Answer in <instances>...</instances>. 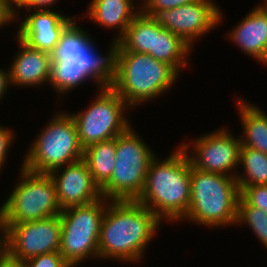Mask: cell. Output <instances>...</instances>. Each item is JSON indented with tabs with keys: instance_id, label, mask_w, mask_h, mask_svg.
<instances>
[{
	"instance_id": "24",
	"label": "cell",
	"mask_w": 267,
	"mask_h": 267,
	"mask_svg": "<svg viewBox=\"0 0 267 267\" xmlns=\"http://www.w3.org/2000/svg\"><path fill=\"white\" fill-rule=\"evenodd\" d=\"M237 225L249 226L248 228L267 250V213L260 208L250 206L241 196L238 200Z\"/></svg>"
},
{
	"instance_id": "31",
	"label": "cell",
	"mask_w": 267,
	"mask_h": 267,
	"mask_svg": "<svg viewBox=\"0 0 267 267\" xmlns=\"http://www.w3.org/2000/svg\"><path fill=\"white\" fill-rule=\"evenodd\" d=\"M16 21L15 10L10 6L8 0H0V29ZM9 23V24H8Z\"/></svg>"
},
{
	"instance_id": "19",
	"label": "cell",
	"mask_w": 267,
	"mask_h": 267,
	"mask_svg": "<svg viewBox=\"0 0 267 267\" xmlns=\"http://www.w3.org/2000/svg\"><path fill=\"white\" fill-rule=\"evenodd\" d=\"M193 50L194 48L181 37L163 28L155 17L154 51H149L147 54L158 61L171 65L180 74L183 69L189 67L190 58L188 57Z\"/></svg>"
},
{
	"instance_id": "25",
	"label": "cell",
	"mask_w": 267,
	"mask_h": 267,
	"mask_svg": "<svg viewBox=\"0 0 267 267\" xmlns=\"http://www.w3.org/2000/svg\"><path fill=\"white\" fill-rule=\"evenodd\" d=\"M240 196L252 207L267 213V185L238 186Z\"/></svg>"
},
{
	"instance_id": "14",
	"label": "cell",
	"mask_w": 267,
	"mask_h": 267,
	"mask_svg": "<svg viewBox=\"0 0 267 267\" xmlns=\"http://www.w3.org/2000/svg\"><path fill=\"white\" fill-rule=\"evenodd\" d=\"M49 175L54 181L58 203L62 209L86 205L102 197L101 189L93 181L83 159L56 168Z\"/></svg>"
},
{
	"instance_id": "26",
	"label": "cell",
	"mask_w": 267,
	"mask_h": 267,
	"mask_svg": "<svg viewBox=\"0 0 267 267\" xmlns=\"http://www.w3.org/2000/svg\"><path fill=\"white\" fill-rule=\"evenodd\" d=\"M198 0H145L141 2V11L149 16L157 17L163 11L193 3Z\"/></svg>"
},
{
	"instance_id": "11",
	"label": "cell",
	"mask_w": 267,
	"mask_h": 267,
	"mask_svg": "<svg viewBox=\"0 0 267 267\" xmlns=\"http://www.w3.org/2000/svg\"><path fill=\"white\" fill-rule=\"evenodd\" d=\"M186 142H181L180 146L194 168L236 177L239 171L241 141L229 128L221 127Z\"/></svg>"
},
{
	"instance_id": "4",
	"label": "cell",
	"mask_w": 267,
	"mask_h": 267,
	"mask_svg": "<svg viewBox=\"0 0 267 267\" xmlns=\"http://www.w3.org/2000/svg\"><path fill=\"white\" fill-rule=\"evenodd\" d=\"M190 205L181 220L205 228L236 226L240 190L236 177L204 172L191 165Z\"/></svg>"
},
{
	"instance_id": "30",
	"label": "cell",
	"mask_w": 267,
	"mask_h": 267,
	"mask_svg": "<svg viewBox=\"0 0 267 267\" xmlns=\"http://www.w3.org/2000/svg\"><path fill=\"white\" fill-rule=\"evenodd\" d=\"M9 255L8 225L0 212V264Z\"/></svg>"
},
{
	"instance_id": "16",
	"label": "cell",
	"mask_w": 267,
	"mask_h": 267,
	"mask_svg": "<svg viewBox=\"0 0 267 267\" xmlns=\"http://www.w3.org/2000/svg\"><path fill=\"white\" fill-rule=\"evenodd\" d=\"M18 52L10 63L9 77L11 88L48 85L51 69L50 54L30 47L17 35Z\"/></svg>"
},
{
	"instance_id": "3",
	"label": "cell",
	"mask_w": 267,
	"mask_h": 267,
	"mask_svg": "<svg viewBox=\"0 0 267 267\" xmlns=\"http://www.w3.org/2000/svg\"><path fill=\"white\" fill-rule=\"evenodd\" d=\"M159 158L156 154L150 161L143 190L135 201L162 222H180L190 205L191 162L180 145L166 159Z\"/></svg>"
},
{
	"instance_id": "1",
	"label": "cell",
	"mask_w": 267,
	"mask_h": 267,
	"mask_svg": "<svg viewBox=\"0 0 267 267\" xmlns=\"http://www.w3.org/2000/svg\"><path fill=\"white\" fill-rule=\"evenodd\" d=\"M77 22L74 19L64 29L50 53L48 85L59 99L89 80L96 83L98 89L109 88L117 77L119 42L112 39L104 56L98 52L93 36Z\"/></svg>"
},
{
	"instance_id": "7",
	"label": "cell",
	"mask_w": 267,
	"mask_h": 267,
	"mask_svg": "<svg viewBox=\"0 0 267 267\" xmlns=\"http://www.w3.org/2000/svg\"><path fill=\"white\" fill-rule=\"evenodd\" d=\"M131 125L116 137L115 167L110 179L100 188L111 201L136 200L144 187L148 166L156 155Z\"/></svg>"
},
{
	"instance_id": "6",
	"label": "cell",
	"mask_w": 267,
	"mask_h": 267,
	"mask_svg": "<svg viewBox=\"0 0 267 267\" xmlns=\"http://www.w3.org/2000/svg\"><path fill=\"white\" fill-rule=\"evenodd\" d=\"M40 131L23 157L21 166L26 170L49 174L83 159L84 148L68 111H57Z\"/></svg>"
},
{
	"instance_id": "10",
	"label": "cell",
	"mask_w": 267,
	"mask_h": 267,
	"mask_svg": "<svg viewBox=\"0 0 267 267\" xmlns=\"http://www.w3.org/2000/svg\"><path fill=\"white\" fill-rule=\"evenodd\" d=\"M89 107L77 113L70 112L80 144L86 147L111 140L124 133L132 124L125 101L111 88L98 89ZM128 117V118H127Z\"/></svg>"
},
{
	"instance_id": "13",
	"label": "cell",
	"mask_w": 267,
	"mask_h": 267,
	"mask_svg": "<svg viewBox=\"0 0 267 267\" xmlns=\"http://www.w3.org/2000/svg\"><path fill=\"white\" fill-rule=\"evenodd\" d=\"M9 256L26 261L38 255L59 252L61 218L59 215L42 220L7 224Z\"/></svg>"
},
{
	"instance_id": "8",
	"label": "cell",
	"mask_w": 267,
	"mask_h": 267,
	"mask_svg": "<svg viewBox=\"0 0 267 267\" xmlns=\"http://www.w3.org/2000/svg\"><path fill=\"white\" fill-rule=\"evenodd\" d=\"M95 202L62 209L59 253L69 265H80L89 258L99 260L98 242L102 219L108 203Z\"/></svg>"
},
{
	"instance_id": "33",
	"label": "cell",
	"mask_w": 267,
	"mask_h": 267,
	"mask_svg": "<svg viewBox=\"0 0 267 267\" xmlns=\"http://www.w3.org/2000/svg\"><path fill=\"white\" fill-rule=\"evenodd\" d=\"M0 267H27L25 261L11 258L9 255L0 264Z\"/></svg>"
},
{
	"instance_id": "20",
	"label": "cell",
	"mask_w": 267,
	"mask_h": 267,
	"mask_svg": "<svg viewBox=\"0 0 267 267\" xmlns=\"http://www.w3.org/2000/svg\"><path fill=\"white\" fill-rule=\"evenodd\" d=\"M235 102L244 129L241 135L237 136L240 137L241 146L267 154V114L244 98L236 97Z\"/></svg>"
},
{
	"instance_id": "18",
	"label": "cell",
	"mask_w": 267,
	"mask_h": 267,
	"mask_svg": "<svg viewBox=\"0 0 267 267\" xmlns=\"http://www.w3.org/2000/svg\"><path fill=\"white\" fill-rule=\"evenodd\" d=\"M136 5V6H135ZM141 3L134 0H91L86 9V18L105 29H118L113 40L118 41L126 28L141 11Z\"/></svg>"
},
{
	"instance_id": "22",
	"label": "cell",
	"mask_w": 267,
	"mask_h": 267,
	"mask_svg": "<svg viewBox=\"0 0 267 267\" xmlns=\"http://www.w3.org/2000/svg\"><path fill=\"white\" fill-rule=\"evenodd\" d=\"M116 138L92 144L84 149L83 160L87 163L93 181L101 188L111 177L115 167Z\"/></svg>"
},
{
	"instance_id": "35",
	"label": "cell",
	"mask_w": 267,
	"mask_h": 267,
	"mask_svg": "<svg viewBox=\"0 0 267 267\" xmlns=\"http://www.w3.org/2000/svg\"><path fill=\"white\" fill-rule=\"evenodd\" d=\"M259 4L267 11V0H264V2L262 1L261 3L259 2Z\"/></svg>"
},
{
	"instance_id": "21",
	"label": "cell",
	"mask_w": 267,
	"mask_h": 267,
	"mask_svg": "<svg viewBox=\"0 0 267 267\" xmlns=\"http://www.w3.org/2000/svg\"><path fill=\"white\" fill-rule=\"evenodd\" d=\"M119 51L148 53L154 51L155 17L140 11L118 40Z\"/></svg>"
},
{
	"instance_id": "12",
	"label": "cell",
	"mask_w": 267,
	"mask_h": 267,
	"mask_svg": "<svg viewBox=\"0 0 267 267\" xmlns=\"http://www.w3.org/2000/svg\"><path fill=\"white\" fill-rule=\"evenodd\" d=\"M215 2L198 0L163 11L157 19L163 28L178 35L193 48L197 40L218 27L225 18L222 9Z\"/></svg>"
},
{
	"instance_id": "37",
	"label": "cell",
	"mask_w": 267,
	"mask_h": 267,
	"mask_svg": "<svg viewBox=\"0 0 267 267\" xmlns=\"http://www.w3.org/2000/svg\"><path fill=\"white\" fill-rule=\"evenodd\" d=\"M68 267H78V265H69Z\"/></svg>"
},
{
	"instance_id": "15",
	"label": "cell",
	"mask_w": 267,
	"mask_h": 267,
	"mask_svg": "<svg viewBox=\"0 0 267 267\" xmlns=\"http://www.w3.org/2000/svg\"><path fill=\"white\" fill-rule=\"evenodd\" d=\"M26 11L25 18L16 17V21L20 18V25L18 23L15 35L30 47L49 54L58 44L64 29L76 19V15L70 17L60 13V10L55 11V9Z\"/></svg>"
},
{
	"instance_id": "17",
	"label": "cell",
	"mask_w": 267,
	"mask_h": 267,
	"mask_svg": "<svg viewBox=\"0 0 267 267\" xmlns=\"http://www.w3.org/2000/svg\"><path fill=\"white\" fill-rule=\"evenodd\" d=\"M226 38L261 64L267 59V11L258 3L229 30Z\"/></svg>"
},
{
	"instance_id": "27",
	"label": "cell",
	"mask_w": 267,
	"mask_h": 267,
	"mask_svg": "<svg viewBox=\"0 0 267 267\" xmlns=\"http://www.w3.org/2000/svg\"><path fill=\"white\" fill-rule=\"evenodd\" d=\"M27 267H68L69 264L59 252L45 253L25 261Z\"/></svg>"
},
{
	"instance_id": "32",
	"label": "cell",
	"mask_w": 267,
	"mask_h": 267,
	"mask_svg": "<svg viewBox=\"0 0 267 267\" xmlns=\"http://www.w3.org/2000/svg\"><path fill=\"white\" fill-rule=\"evenodd\" d=\"M9 86L11 87L9 69L6 70L0 67V101L4 98V94L7 95V91L10 89Z\"/></svg>"
},
{
	"instance_id": "23",
	"label": "cell",
	"mask_w": 267,
	"mask_h": 267,
	"mask_svg": "<svg viewBox=\"0 0 267 267\" xmlns=\"http://www.w3.org/2000/svg\"><path fill=\"white\" fill-rule=\"evenodd\" d=\"M241 165V166H240ZM236 174L238 186L267 185V154L259 150L240 148L239 168Z\"/></svg>"
},
{
	"instance_id": "34",
	"label": "cell",
	"mask_w": 267,
	"mask_h": 267,
	"mask_svg": "<svg viewBox=\"0 0 267 267\" xmlns=\"http://www.w3.org/2000/svg\"><path fill=\"white\" fill-rule=\"evenodd\" d=\"M26 0H8L10 6L17 11V9L25 2Z\"/></svg>"
},
{
	"instance_id": "29",
	"label": "cell",
	"mask_w": 267,
	"mask_h": 267,
	"mask_svg": "<svg viewBox=\"0 0 267 267\" xmlns=\"http://www.w3.org/2000/svg\"><path fill=\"white\" fill-rule=\"evenodd\" d=\"M58 0H26L17 10L15 11L16 17H18L19 10H52L53 6L56 5ZM53 5V6H52ZM51 8V9H50ZM18 13V14H17Z\"/></svg>"
},
{
	"instance_id": "28",
	"label": "cell",
	"mask_w": 267,
	"mask_h": 267,
	"mask_svg": "<svg viewBox=\"0 0 267 267\" xmlns=\"http://www.w3.org/2000/svg\"><path fill=\"white\" fill-rule=\"evenodd\" d=\"M12 129H9L8 126L0 124V172L7 162L8 150L10 151L11 145L13 146L14 140L16 138V132ZM15 136V137H14Z\"/></svg>"
},
{
	"instance_id": "9",
	"label": "cell",
	"mask_w": 267,
	"mask_h": 267,
	"mask_svg": "<svg viewBox=\"0 0 267 267\" xmlns=\"http://www.w3.org/2000/svg\"><path fill=\"white\" fill-rule=\"evenodd\" d=\"M19 169L20 179L0 206L5 222L18 224L60 215L62 208L51 176L34 173L23 167Z\"/></svg>"
},
{
	"instance_id": "36",
	"label": "cell",
	"mask_w": 267,
	"mask_h": 267,
	"mask_svg": "<svg viewBox=\"0 0 267 267\" xmlns=\"http://www.w3.org/2000/svg\"><path fill=\"white\" fill-rule=\"evenodd\" d=\"M262 65H266L267 66V59L266 60H264L262 63H261Z\"/></svg>"
},
{
	"instance_id": "2",
	"label": "cell",
	"mask_w": 267,
	"mask_h": 267,
	"mask_svg": "<svg viewBox=\"0 0 267 267\" xmlns=\"http://www.w3.org/2000/svg\"><path fill=\"white\" fill-rule=\"evenodd\" d=\"M162 223L135 200L110 201L101 223L99 260L138 264Z\"/></svg>"
},
{
	"instance_id": "5",
	"label": "cell",
	"mask_w": 267,
	"mask_h": 267,
	"mask_svg": "<svg viewBox=\"0 0 267 267\" xmlns=\"http://www.w3.org/2000/svg\"><path fill=\"white\" fill-rule=\"evenodd\" d=\"M180 74L149 54L118 51L117 77L111 88L133 110L172 89Z\"/></svg>"
}]
</instances>
